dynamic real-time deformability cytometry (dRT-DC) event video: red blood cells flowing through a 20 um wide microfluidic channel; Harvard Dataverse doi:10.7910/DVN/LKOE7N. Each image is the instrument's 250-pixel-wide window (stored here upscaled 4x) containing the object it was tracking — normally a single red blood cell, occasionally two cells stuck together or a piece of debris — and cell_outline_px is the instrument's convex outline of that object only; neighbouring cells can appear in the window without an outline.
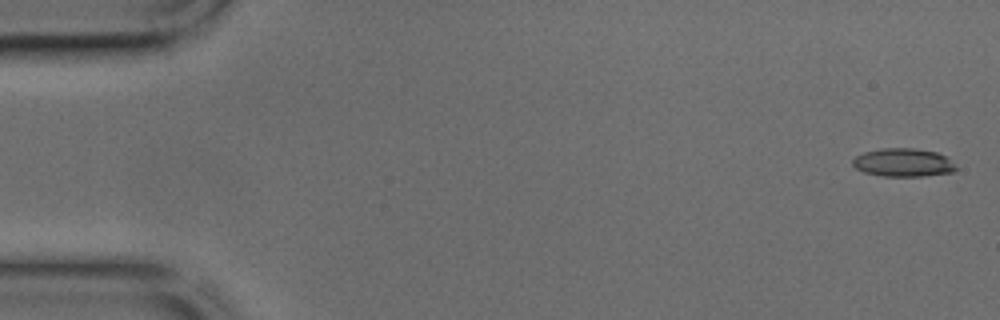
{"species": "common noctule bat (a hibernating species)", "species_latin": "Nyctalus noctula", "temperature_condition": "cold", "stored_images_in_passage": 44, "camera_frame_rate_fps": 3000, "um_per_image_px": 0.085, "animal": {"sex": "male", "body_mass_g": 17.9, "forearm_length_mm": 54.2}, "frame": {"image": 1, "passage_image": 1, "time_ms": 0.0, "image_size_px": [1000, 320], "cell_outline_px": [[956, 168], [952, 172], [920, 176], [884, 176], [864, 172], [856, 168], [852, 164], [852, 160], [856, 156], [864, 152], [880, 148], [912, 148], [936, 152], [944, 156]], "centroid_in_image_um": [76.71, 13.81], "position_along_channel_um": 8.3, "area_um2": 16.7}}
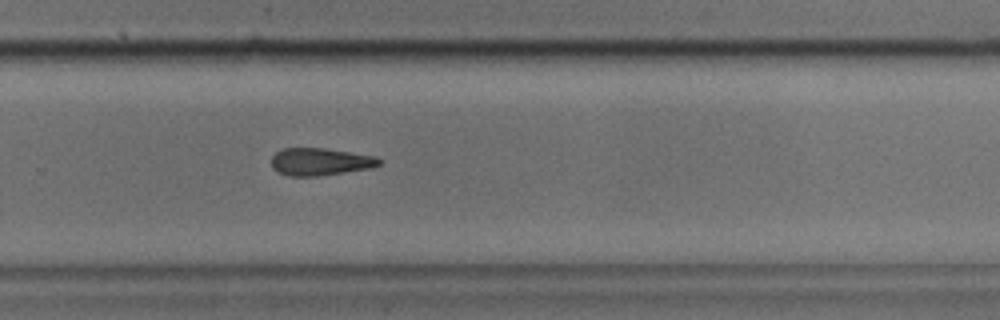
{"frame": {"image": 2, "passage_image": 29, "time_ms": 9.333, "image_size_px": [1000, 320], "cell_outline_px": [[384, 160], [380, 164], [368, 168], [344, 172], [316, 176], [288, 176], [272, 168], [272, 156], [280, 148], [324, 148], [376, 156]], "centroid_in_image_um": [27.21, 13.73], "position_along_channel_um": 302.6, "area_um2": 17.17}}
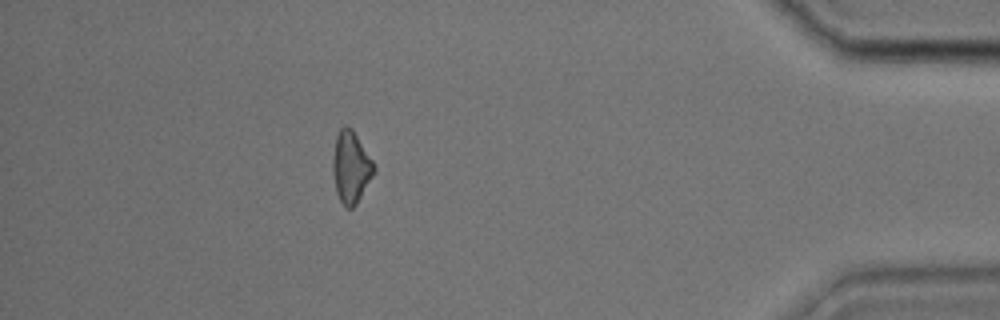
{"frame": {"image": 3, "passage_image": 39, "time_ms": 12.667, "image_size_px": [1000, 320], "cell_outline_px": [[376, 168], [372, 176], [356, 204], [352, 208], [344, 208], [336, 192], [332, 172], [332, 156], [336, 136], [340, 128], [344, 124], [352, 128], [372, 160]], "centroid_in_image_um": [29.79, 14.19], "position_along_channel_um": 405.4, "area_um2": 17.22}}